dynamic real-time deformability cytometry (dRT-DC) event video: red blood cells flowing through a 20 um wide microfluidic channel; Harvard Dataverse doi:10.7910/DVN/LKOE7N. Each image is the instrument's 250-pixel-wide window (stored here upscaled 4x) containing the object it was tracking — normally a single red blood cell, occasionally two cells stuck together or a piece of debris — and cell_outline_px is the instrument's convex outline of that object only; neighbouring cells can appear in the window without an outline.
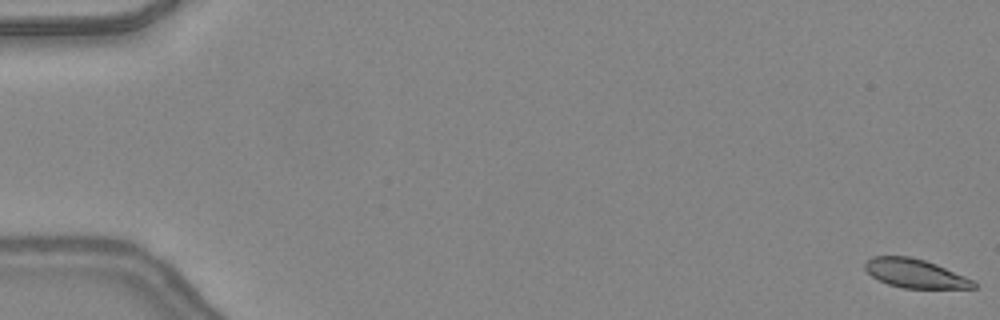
{"species": "common noctule bat (a hibernating species)", "species_latin": "Nyctalus noctula", "temperature_condition": "warm", "stored_images_in_passage": 48, "camera_frame_rate_fps": 3000, "um_per_image_px": 0.085, "animal": {"sex": "female", "body_mass_g": 24.6, "forearm_length_mm": 56.2}, "frame": {"image": 1, "passage_image": 1, "time_ms": 0.0, "image_size_px": [1000, 320], "cell_outline_px": [[976, 288], [904, 288], [888, 284], [872, 276], [864, 268], [864, 264], [872, 256], [908, 256], [924, 260], [936, 264], [964, 276], [972, 280], [976, 284]], "centroid_in_image_um": [77.76, 23.24], "position_along_channel_um": 7.2, "area_um2": 17.98}}
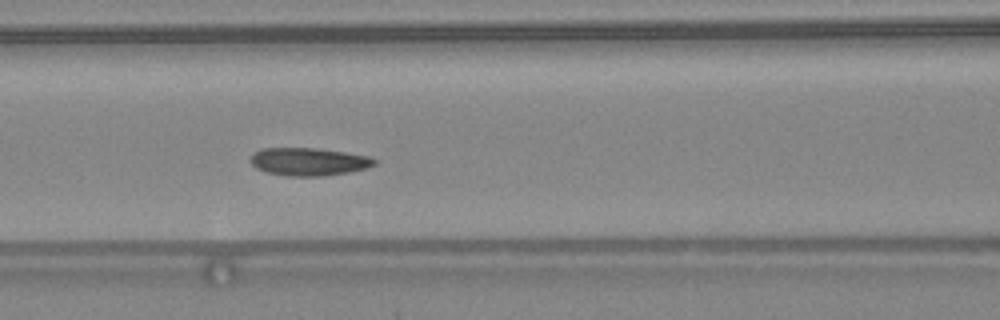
{"frame": {"image": 2, "passage_image": 22, "time_ms": 7.0, "image_size_px": [1000, 320], "cell_outline_px": [[376, 164], [368, 168], [348, 172], [324, 176], [288, 176], [268, 172], [256, 168], [252, 164], [252, 152], [260, 148], [316, 148], [344, 152], [368, 156], [376, 160]], "centroid_in_image_um": [26.24, 13.74], "position_along_channel_um": 140.4, "area_um2": 20.06}}
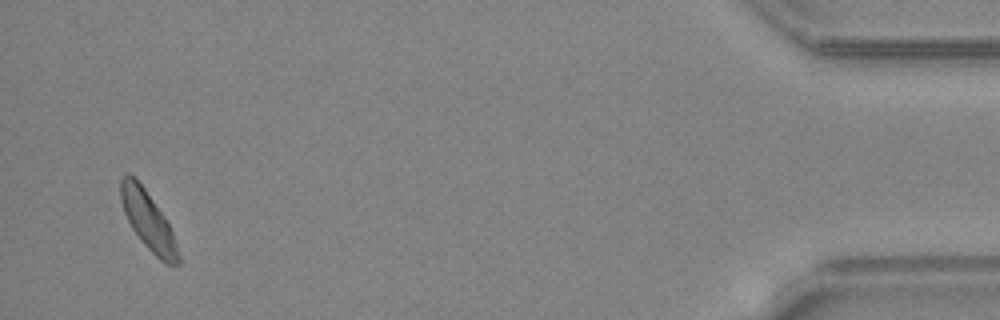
{"frame": {"image": 3, "passage_image": 47, "time_ms": 15.333, "image_size_px": [1000, 320], "cell_outline_px": [[180, 264], [176, 268], [164, 264], [144, 244], [132, 228], [124, 212], [120, 200], [120, 180], [128, 172], [144, 188], [164, 216], [172, 232], [180, 256]], "centroid_in_image_um": [12.61, 18.82], "position_along_channel_um": 422.6, "area_um2": 19.36}, "authors_computed_cell_mechanics": {"area_um2": 19.6809, "velocity_mm_per_s": 4.3664, "shape_relaxation_time_tau1_ms": 4.7574, "shape_relaxation_time_tau2_ms": 3.0861, "deformation_change_tau1": 0.0982, "deformation_change_tau2": 0.0857}}